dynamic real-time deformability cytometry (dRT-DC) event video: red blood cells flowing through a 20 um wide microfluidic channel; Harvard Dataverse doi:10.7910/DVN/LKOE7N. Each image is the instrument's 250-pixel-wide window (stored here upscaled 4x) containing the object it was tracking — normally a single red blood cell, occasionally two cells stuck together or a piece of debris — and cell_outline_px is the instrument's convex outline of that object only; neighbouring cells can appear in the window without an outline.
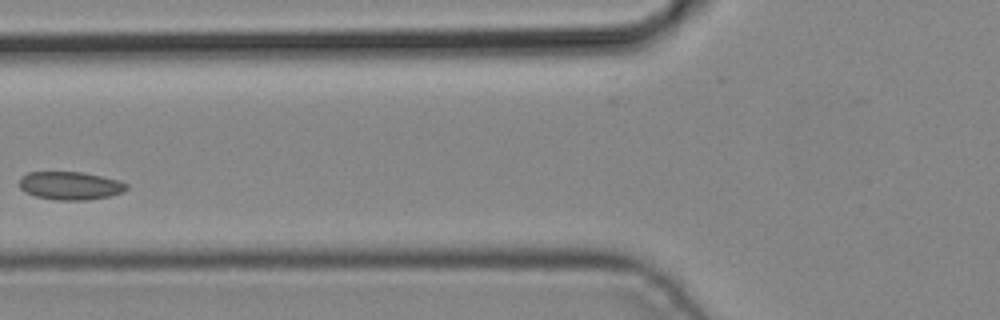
{"species": "common noctule bat (a hibernating species)", "species_latin": "Nyctalus noctula", "temperature_condition": "cold", "stored_images_in_passage": 4, "camera_frame_rate_fps": 3000, "um_per_image_px": 0.085, "animal": {"sex": "male", "body_mass_g": 19.2, "forearm_length_mm": 51.8}, "frame": {"image": 1, "passage_image": 4, "time_ms": 1.0, "image_size_px": [1000, 320], "cell_outline_px": [[128, 188], [124, 192], [108, 196], [84, 200], [56, 200], [36, 196], [24, 192], [20, 188], [20, 176], [28, 172], [84, 172], [120, 180], [128, 184]], "centroid_in_image_um": [5.98, 15.77], "position_along_channel_um": 119.8, "area_um2": 17.69}}